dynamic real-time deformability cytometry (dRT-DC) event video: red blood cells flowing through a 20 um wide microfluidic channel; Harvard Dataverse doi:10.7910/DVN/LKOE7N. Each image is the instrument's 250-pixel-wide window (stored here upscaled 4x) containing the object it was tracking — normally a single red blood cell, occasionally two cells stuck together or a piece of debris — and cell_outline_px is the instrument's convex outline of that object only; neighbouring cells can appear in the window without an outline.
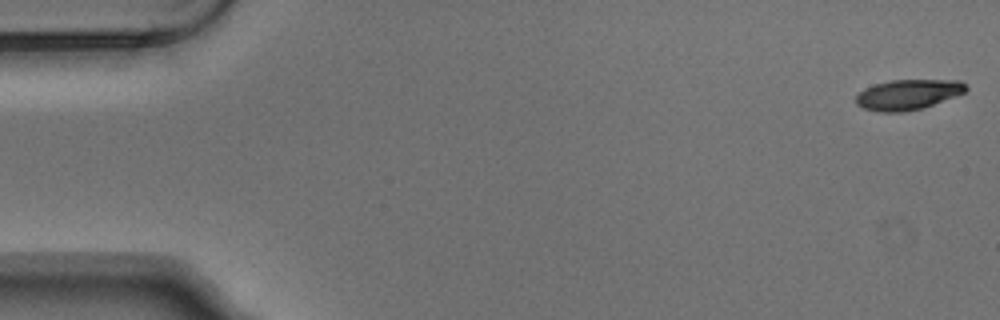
{"species": "Egyptian fruit bat (a non-hibernating species)", "species_latin": "Rousettus aegyptiacus", "temperature_condition": "warm", "stored_images_in_passage": 5, "camera_frame_rate_fps": 3000, "um_per_image_px": 0.085, "animal": {"sex": "male"}, "frame": {"image": 1, "passage_image": 1, "time_ms": 0.0, "image_size_px": [1000, 320], "cell_outline_px": [[968, 88], [964, 92], [924, 108], [904, 112], [880, 112], [864, 108], [856, 104], [856, 96], [864, 88], [876, 84], [892, 80], [960, 80]], "centroid_in_image_um": [77.16, 8.04], "position_along_channel_um": 7.8, "area_um2": 19.25}}
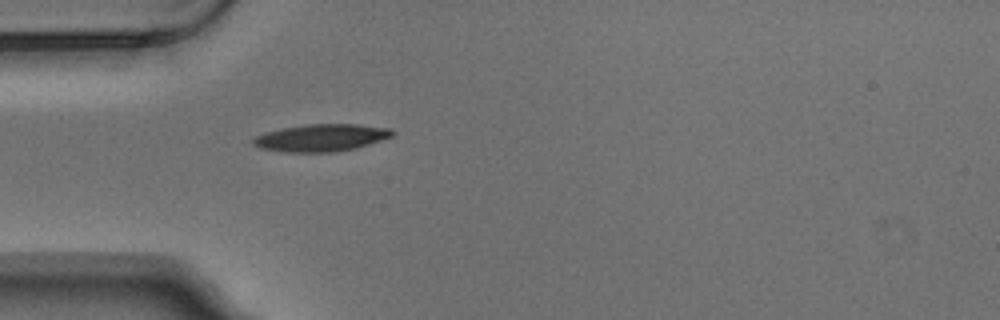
{"frame": {"image": 2, "passage_image": 5, "time_ms": 1.333, "image_size_px": [1000, 320], "cell_outline_px": [[396, 132], [392, 136], [356, 148], [336, 152], [284, 152], [260, 148], [252, 144], [252, 140], [256, 136], [264, 132], [280, 128], [308, 124], [356, 124], [392, 128]], "centroid_in_image_um": [27.29, 11.7], "position_along_channel_um": 57.7, "area_um2": 22.25}}